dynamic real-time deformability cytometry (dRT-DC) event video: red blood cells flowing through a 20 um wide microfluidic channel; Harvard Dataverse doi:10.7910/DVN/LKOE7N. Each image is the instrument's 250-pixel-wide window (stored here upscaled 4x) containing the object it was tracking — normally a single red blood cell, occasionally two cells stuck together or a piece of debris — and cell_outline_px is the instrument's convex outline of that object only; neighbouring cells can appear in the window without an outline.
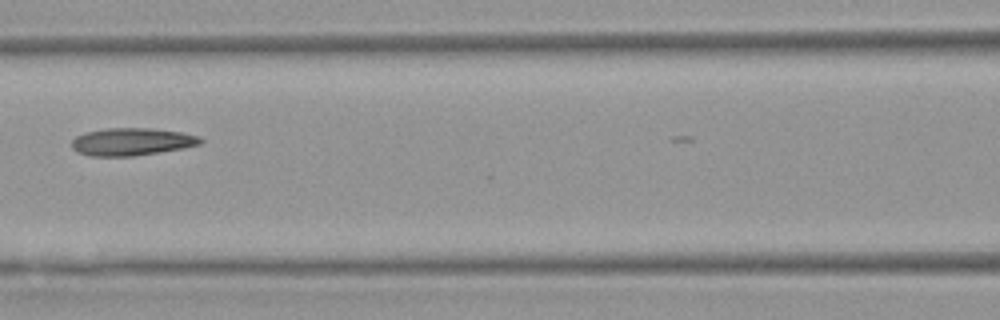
{"species": "Egyptian fruit bat (a non-hibernating species)", "species_latin": "Rousettus aegyptiacus", "temperature_condition": "warm", "stored_images_in_passage": 8, "camera_frame_rate_fps": 3000, "um_per_image_px": 0.085, "animal": {"sex": "female"}, "frame": {"image": 1, "passage_image": 8, "time_ms": 9.0, "image_size_px": [1000, 320], "cell_outline_px": [[204, 140], [200, 144], [184, 148], [132, 156], [88, 156], [76, 152], [72, 148], [72, 140], [76, 136], [84, 132], [104, 128], [152, 128], [180, 132], [200, 136]], "centroid_in_image_um": [11.17, 12.04], "position_along_channel_um": 155.4, "area_um2": 20.81}}